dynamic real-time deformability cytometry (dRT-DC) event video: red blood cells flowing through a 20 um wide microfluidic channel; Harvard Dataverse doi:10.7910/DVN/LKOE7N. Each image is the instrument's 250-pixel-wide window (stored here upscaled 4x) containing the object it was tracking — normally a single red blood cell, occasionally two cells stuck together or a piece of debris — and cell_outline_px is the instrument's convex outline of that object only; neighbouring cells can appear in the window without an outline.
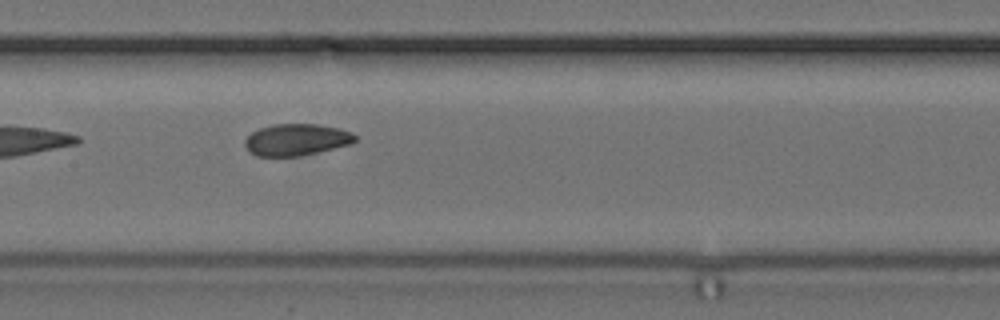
{"species": "common noctule bat (a hibernating species)", "species_latin": "Nyctalus noctula", "temperature_condition": "cold", "stored_images_in_passage": 8, "camera_frame_rate_fps": 3000, "um_per_image_px": 0.085, "animal": {"sex": "female", "body_mass_g": 24.6, "forearm_length_mm": 56.2}, "frame": {"image": 1, "passage_image": 7, "time_ms": 8.0, "image_size_px": [1000, 320], "cell_outline_px": [[356, 140], [352, 144], [300, 156], [256, 156], [248, 152], [244, 144], [244, 140], [252, 132], [260, 128], [272, 124], [320, 124], [340, 128], [352, 132], [356, 136]], "centroid_in_image_um": [25.2, 11.87], "position_along_channel_um": 182.2, "area_um2": 20.58}}
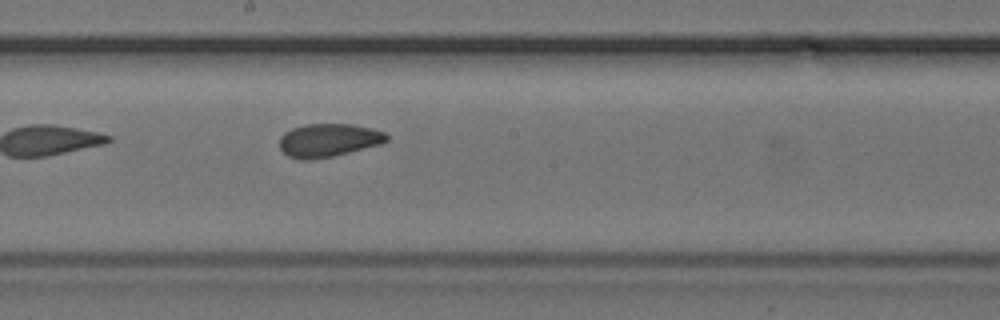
{"frame": {"image": 2, "passage_image": 8, "time_ms": 9.0, "image_size_px": [1000, 320], "cell_outline_px": [[388, 140], [380, 144], [332, 156], [312, 160], [300, 160], [288, 156], [280, 148], [280, 136], [284, 132], [292, 128], [308, 124], [352, 124], [372, 128], [384, 132], [388, 136]], "centroid_in_image_um": [27.9, 11.92], "position_along_channel_um": 220.3, "area_um2": 20.69}}